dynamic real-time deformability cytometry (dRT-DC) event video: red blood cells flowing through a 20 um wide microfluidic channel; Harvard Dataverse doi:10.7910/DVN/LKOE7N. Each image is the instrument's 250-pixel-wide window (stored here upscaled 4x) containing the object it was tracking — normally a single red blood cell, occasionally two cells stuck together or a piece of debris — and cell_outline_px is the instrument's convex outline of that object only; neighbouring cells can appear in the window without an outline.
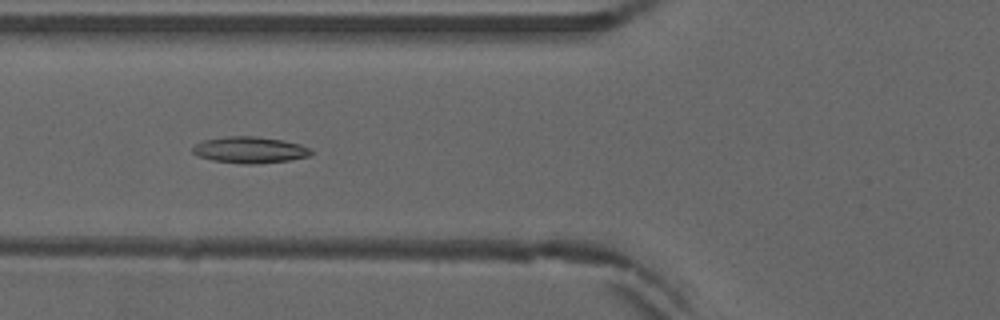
{"species": "common noctule bat (a hibernating species)", "species_latin": "Nyctalus noctula", "temperature_condition": "warm", "stored_images_in_passage": 53, "camera_frame_rate_fps": 3000, "um_per_image_px": 0.085, "animal": {"sex": "male", "forearm_length_mm": 52.5}, "frame": {"image": 1, "passage_image": 21, "time_ms": 6.667, "image_size_px": [1000, 320], "cell_outline_px": [[312, 152], [308, 156], [288, 160], [252, 164], [240, 164], [212, 160], [196, 156], [192, 152], [192, 148], [196, 144], [204, 140], [228, 136], [256, 136], [284, 140], [300, 144], [312, 148]], "centroid_in_image_um": [21.22, 12.74], "position_along_channel_um": 104.6, "area_um2": 18.26}}
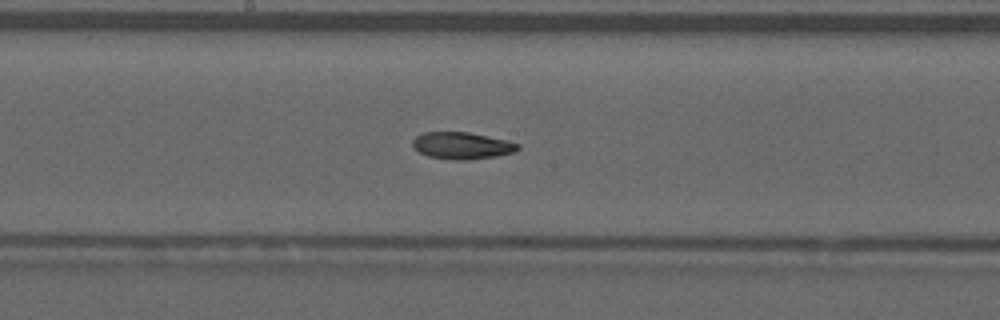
{"frame": {"image": 2, "passage_image": 29, "time_ms": 9.333, "image_size_px": [1000, 320], "cell_outline_px": [[520, 148], [516, 152], [496, 156], [468, 160], [452, 160], [428, 156], [420, 152], [412, 144], [412, 140], [416, 136], [424, 132], [468, 132], [508, 140], [520, 144]], "centroid_in_image_um": [39.3, 12.38], "position_along_channel_um": 208.9, "area_um2": 16.59}}
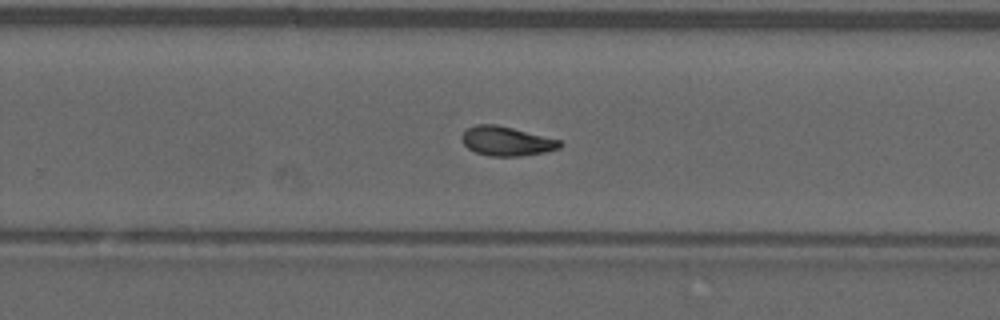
{"frame": {"image": 3, "passage_image": 35, "time_ms": 11.333, "image_size_px": [1000, 320], "cell_outline_px": [[564, 144], [560, 148], [544, 152], [520, 156], [488, 156], [476, 152], [468, 148], [460, 140], [460, 136], [468, 128], [476, 124], [496, 124], [560, 140]], "centroid_in_image_um": [43.03, 12.0], "position_along_channel_um": 286.8, "area_um2": 16.7}, "authors_computed_cell_mechanics": {"area_um2": 16.9932, "velocity_mm_per_s": 3.9079, "shape_relaxation_time_tau1_ms": null, "shape_relaxation_time_tau2_ms": 5.34, "deformation_change_tau1": null, "deformation_change_tau2": 0.1222}}